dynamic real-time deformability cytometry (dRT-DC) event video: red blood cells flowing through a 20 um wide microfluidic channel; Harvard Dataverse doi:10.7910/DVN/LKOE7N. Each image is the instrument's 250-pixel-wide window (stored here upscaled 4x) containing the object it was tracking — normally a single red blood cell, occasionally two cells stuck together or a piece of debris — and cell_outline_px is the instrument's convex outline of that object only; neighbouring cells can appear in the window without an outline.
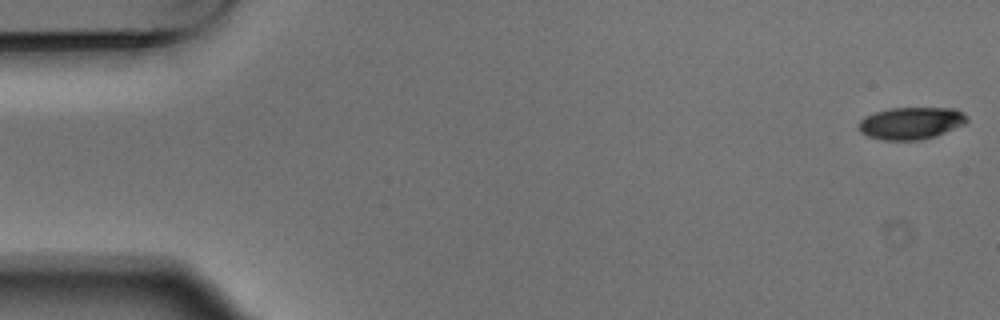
{"species": "Egyptian fruit bat (a non-hibernating species)", "species_latin": "Rousettus aegyptiacus", "temperature_condition": "warm", "stored_images_in_passage": 4, "segment_of_instrument_passage": [2, 2], "camera_frame_rate_fps": 3000, "um_per_image_px": 0.085, "animal": {"sex": "male"}, "frame": {"image": 1, "passage_image": 4, "time_ms": 1.0, "image_size_px": [1000, 320], "cell_outline_px": [[968, 120], [964, 124], [936, 136], [920, 140], [884, 140], [868, 136], [860, 132], [856, 124], [864, 116], [888, 108], [956, 108], [964, 112], [968, 116]], "centroid_in_image_um": [77.43, 10.46], "position_along_channel_um": 7.6, "area_um2": 20.52}}